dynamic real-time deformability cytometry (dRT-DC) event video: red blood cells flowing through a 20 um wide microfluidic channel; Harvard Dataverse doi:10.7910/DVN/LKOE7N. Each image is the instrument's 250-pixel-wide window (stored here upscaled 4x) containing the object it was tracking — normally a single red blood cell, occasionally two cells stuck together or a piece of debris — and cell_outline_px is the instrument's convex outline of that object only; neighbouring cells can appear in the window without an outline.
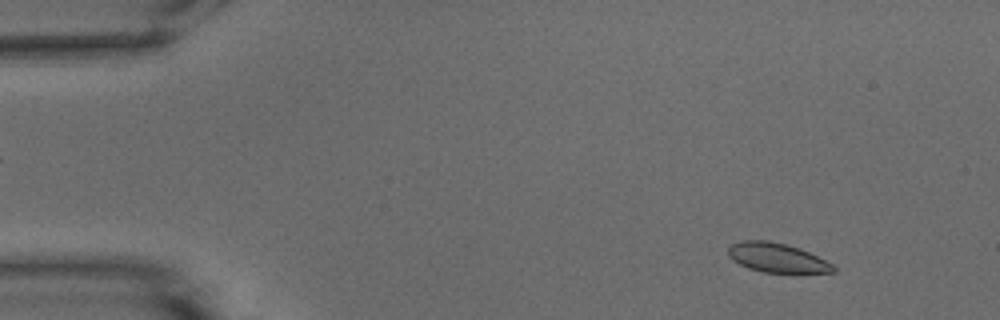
{"species": "common noctule bat (a hibernating species)", "species_latin": "Nyctalus noctula", "temperature_condition": "warm", "stored_images_in_passage": 54, "camera_frame_rate_fps": 3000, "um_per_image_px": 0.085, "animal": {"sex": "male", "body_mass_g": 15.6}, "frame": {"image": 1, "passage_image": 6, "time_ms": 1.667, "image_size_px": [1000, 320], "cell_outline_px": [[836, 272], [764, 272], [748, 268], [732, 260], [728, 256], [728, 248], [732, 244], [740, 240], [768, 240], [784, 244], [808, 252], [832, 264], [836, 268]], "centroid_in_image_um": [65.98, 21.9], "position_along_channel_um": 19.0, "area_um2": 17.63}}
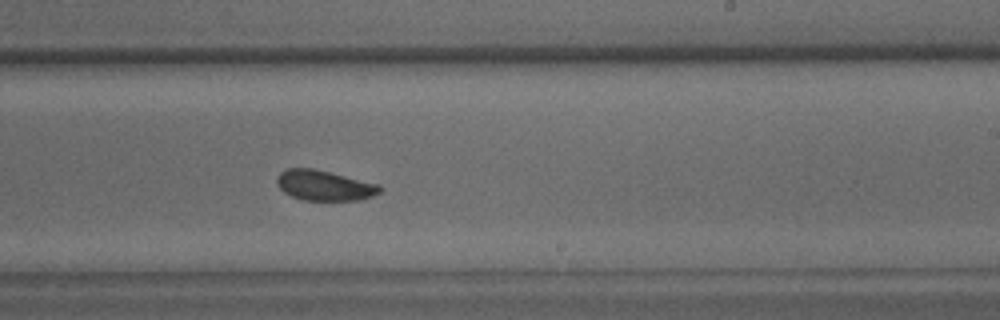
{"frame": {"image": 2, "passage_image": 33, "time_ms": 10.667, "image_size_px": [1000, 320], "cell_outline_px": [[384, 188], [380, 192], [372, 196], [356, 200], [304, 200], [292, 196], [284, 192], [276, 184], [276, 180], [280, 172], [288, 168], [312, 168], [380, 184]], "centroid_in_image_um": [27.58, 15.76], "position_along_channel_um": 261.4, "area_um2": 18.09}}
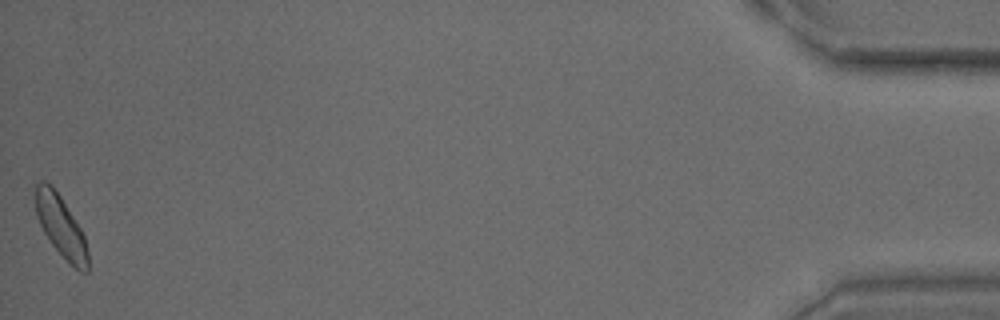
{"frame": {"image": 3, "passage_image": 54, "time_ms": 17.667, "image_size_px": [1000, 320], "cell_outline_px": [[88, 272], [80, 272], [52, 244], [44, 232], [36, 216], [36, 184], [40, 180], [44, 180], [52, 184], [60, 196], [80, 228], [84, 236], [88, 252]], "centroid_in_image_um": [5.17, 19.2], "position_along_channel_um": 430.0, "area_um2": 18.26}, "authors_computed_cell_mechanics": {"area_um2": 18.4671, "velocity_mm_per_s": 3.757, "shape_relaxation_time_tau1_ms": 5.8556, "shape_relaxation_time_tau2_ms": 4.3501, "deformation_change_tau1": 0.1149, "deformation_change_tau2": 0.0901}}